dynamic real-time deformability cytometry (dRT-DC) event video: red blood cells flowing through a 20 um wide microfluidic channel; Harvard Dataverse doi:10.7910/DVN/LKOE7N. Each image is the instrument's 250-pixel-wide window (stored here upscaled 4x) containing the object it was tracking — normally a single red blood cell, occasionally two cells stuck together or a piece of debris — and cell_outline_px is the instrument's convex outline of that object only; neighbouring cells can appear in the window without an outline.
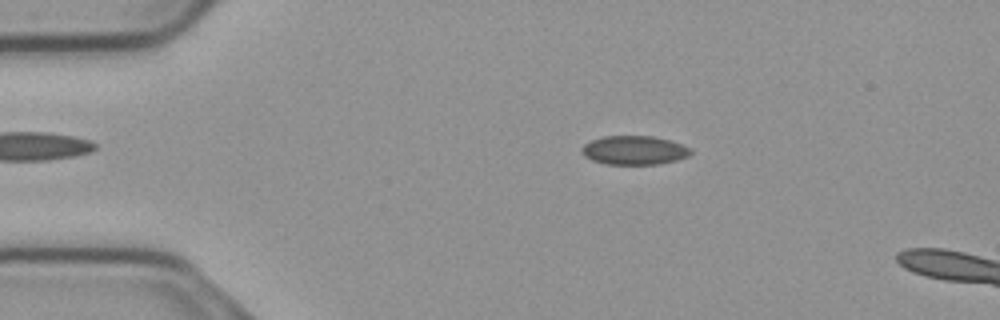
{"species": "common noctule bat (a hibernating species)", "species_latin": "Nyctalus noctula", "temperature_condition": "cold", "stored_images_in_passage": 9, "camera_frame_rate_fps": 3000, "um_per_image_px": 0.085, "animal": {"sex": "male", "body_mass_g": 23.1, "forearm_length_mm": 52.7}, "frame": {"image": 1, "passage_image": 4, "time_ms": 1.0, "image_size_px": [1000, 320], "cell_outline_px": [[692, 152], [688, 156], [676, 160], [656, 164], [604, 164], [592, 160], [584, 156], [580, 148], [584, 144], [592, 140], [604, 136], [652, 136], [668, 140], [692, 148]], "centroid_in_image_um": [53.88, 12.77], "position_along_channel_um": 31.1, "area_um2": 18.26}}